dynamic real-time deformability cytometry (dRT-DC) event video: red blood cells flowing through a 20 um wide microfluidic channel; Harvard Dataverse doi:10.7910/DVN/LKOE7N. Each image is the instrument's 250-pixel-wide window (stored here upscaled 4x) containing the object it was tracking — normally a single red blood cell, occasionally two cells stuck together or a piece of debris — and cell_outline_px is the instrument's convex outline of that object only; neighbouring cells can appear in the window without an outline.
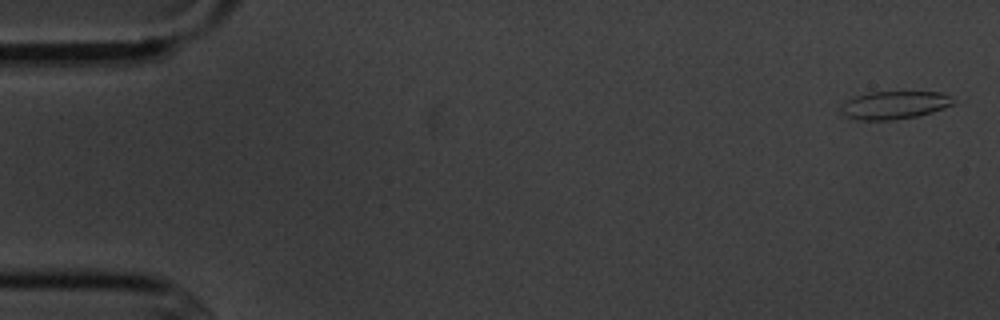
{"species": "common noctule bat (a hibernating species)", "species_latin": "Nyctalus noctula", "temperature_condition": "cold", "stored_images_in_passage": 4, "camera_frame_rate_fps": 3000, "um_per_image_px": 0.085, "animal": {"sex": "male", "body_mass_g": 20.1, "forearm_length_mm": 53.5}, "frame": {"image": 1, "passage_image": 1, "time_ms": 0.0, "image_size_px": [1000, 320], "cell_outline_px": [[956, 104], [932, 112], [916, 116], [892, 120], [860, 120], [844, 116], [840, 108], [840, 104], [856, 96], [868, 92], [940, 92], [952, 96]], "centroid_in_image_um": [76.03, 8.93], "position_along_channel_um": 9.0, "area_um2": 18.38}}